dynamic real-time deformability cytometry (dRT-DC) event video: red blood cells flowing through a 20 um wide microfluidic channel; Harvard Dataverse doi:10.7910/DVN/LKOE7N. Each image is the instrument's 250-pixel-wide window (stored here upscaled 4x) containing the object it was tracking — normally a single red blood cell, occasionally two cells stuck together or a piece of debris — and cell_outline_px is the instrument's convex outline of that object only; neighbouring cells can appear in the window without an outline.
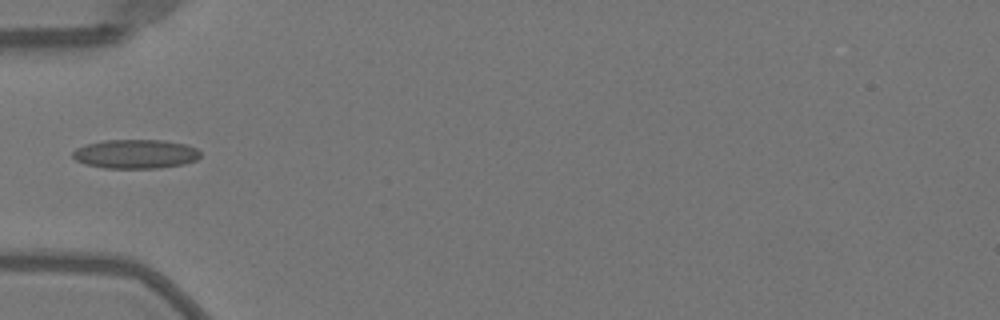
{"species": "Egyptian fruit bat (a non-hibernating species)", "species_latin": "Rousettus aegyptiacus", "temperature_condition": "warm", "stored_images_in_passage": 25, "camera_frame_rate_fps": 3000, "um_per_image_px": 0.085, "animal": {"sex": "female"}, "frame": {"image": 1, "passage_image": 1, "time_ms": 0.0, "image_size_px": [1000, 320], "cell_outline_px": [[200, 156], [196, 160], [184, 164], [160, 168], [104, 168], [84, 164], [76, 160], [72, 156], [72, 152], [76, 148], [84, 144], [104, 140], [164, 140], [184, 144], [196, 148], [200, 152]], "centroid_in_image_um": [11.49, 13.09], "position_along_channel_um": 73.5, "area_um2": 21.79}}
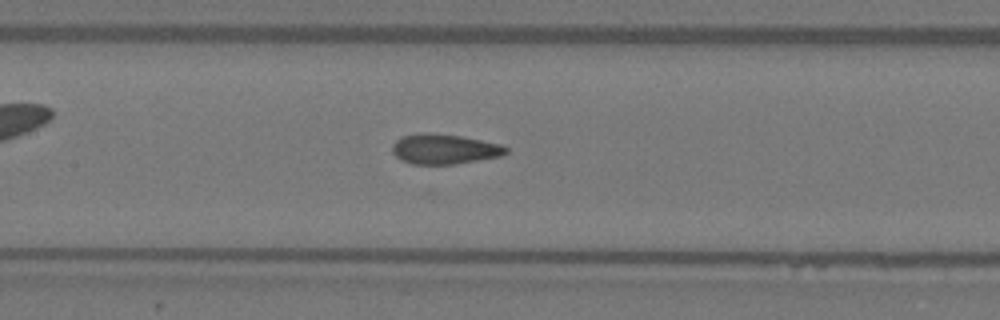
{"frame": {"image": 2, "passage_image": 8, "time_ms": 2.333, "image_size_px": [1000, 320], "cell_outline_px": [[508, 152], [500, 156], [456, 164], [412, 164], [400, 160], [392, 152], [392, 144], [400, 136], [420, 132], [428, 132], [460, 136], [500, 144], [508, 148]], "centroid_in_image_um": [37.72, 12.66], "position_along_channel_um": 169.7, "area_um2": 20.0}}
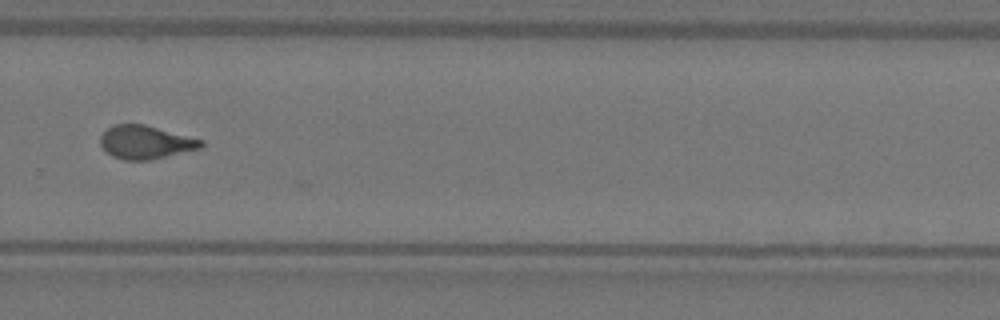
{"frame": {"image": 3, "passage_image": 19, "time_ms": 6.0, "image_size_px": [1000, 320], "cell_outline_px": [[204, 144], [200, 148], [148, 160], [124, 160], [112, 156], [100, 144], [100, 136], [112, 124], [144, 124], [204, 140]], "centroid_in_image_um": [12.36, 12.08], "position_along_channel_um": 317.4, "area_um2": 19.36}, "authors_computed_cell_mechanics": {"area_um2": 19.9988, "velocity_mm_per_s": 4.0569, "shape_relaxation_time_tau1_ms": 10.4439, "shape_relaxation_time_tau2_ms": 0.9302, "deformation_change_tau1": 0.2516, "deformation_change_tau2": 0.0695}}